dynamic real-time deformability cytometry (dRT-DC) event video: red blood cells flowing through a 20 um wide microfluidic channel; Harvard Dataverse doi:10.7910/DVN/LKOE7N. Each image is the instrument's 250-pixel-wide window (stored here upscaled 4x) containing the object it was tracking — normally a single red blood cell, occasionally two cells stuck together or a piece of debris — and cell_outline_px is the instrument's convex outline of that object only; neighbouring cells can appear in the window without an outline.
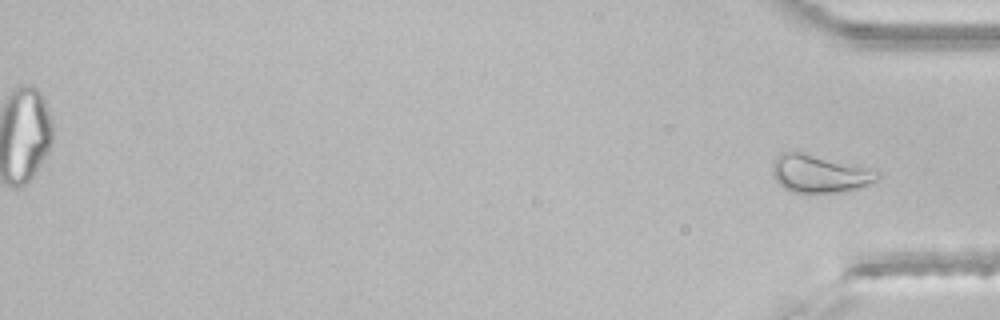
{"species": "common noctule bat (a hibernating species)", "species_latin": "Nyctalus noctula", "temperature_condition": "room temperature", "stored_images_in_passage": 36, "segment_of_instrument_passage": [2, 2], "camera_frame_rate_fps": 3000, "um_per_image_px": 0.085, "animal": {"sex": "male", "body_mass_g": 21.5, "forearm_length_mm": 52.0}, "frame": {"image": 1, "passage_image": 36, "time_ms": 11.667, "image_size_px": [1000, 320], "cell_outline_px": [[880, 176], [876, 180], [860, 188], [840, 192], [792, 192], [784, 188], [772, 176], [772, 160], [780, 152], [800, 152], [876, 168], [880, 172]], "centroid_in_image_um": [69.68, 14.74], "position_along_channel_um": 365.5, "area_um2": 23.47}}